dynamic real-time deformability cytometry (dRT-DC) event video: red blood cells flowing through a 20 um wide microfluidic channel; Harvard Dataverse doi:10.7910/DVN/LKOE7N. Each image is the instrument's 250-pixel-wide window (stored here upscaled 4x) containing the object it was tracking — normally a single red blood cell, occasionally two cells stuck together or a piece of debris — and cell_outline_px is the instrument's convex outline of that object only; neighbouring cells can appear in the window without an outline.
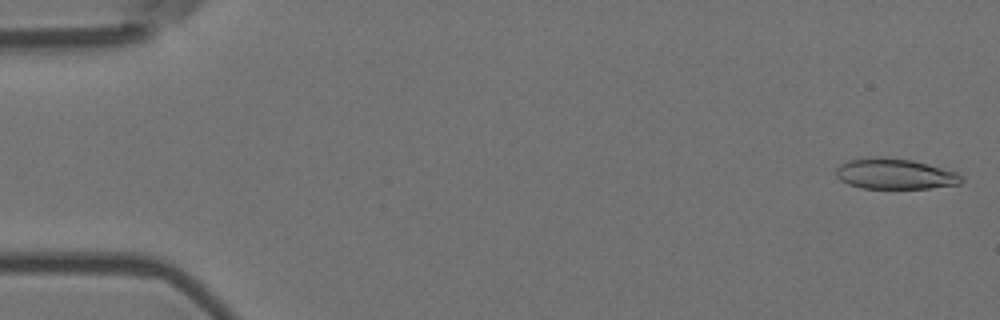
{"species": "Egyptian fruit bat (a non-hibernating species)", "species_latin": "Rousettus aegyptiacus", "temperature_condition": "room temperature", "stored_images_in_passage": 50, "camera_frame_rate_fps": 3000, "um_per_image_px": 0.085, "animal": {"sex": "female"}, "frame": {"image": 1, "passage_image": 1, "time_ms": 0.0, "image_size_px": [1000, 320], "cell_outline_px": [[964, 180], [960, 184], [928, 188], [860, 188], [848, 184], [840, 180], [836, 176], [836, 168], [840, 164], [848, 160], [872, 156], [880, 156], [912, 160], [960, 172], [964, 176]], "centroid_in_image_um": [76.09, 14.77], "position_along_channel_um": 8.9, "area_um2": 22.72}}
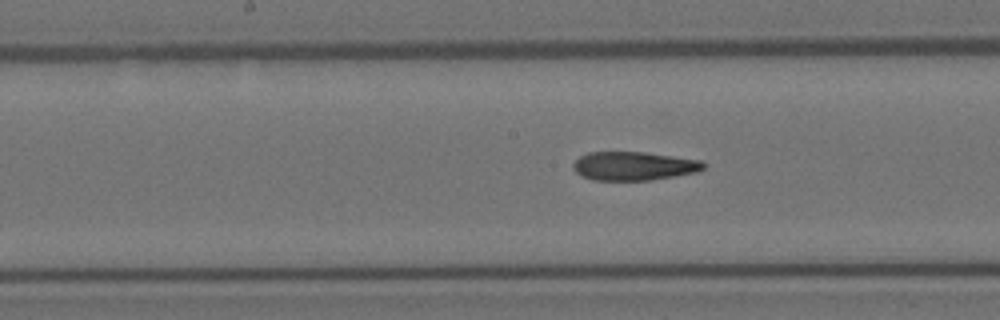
{"frame": {"image": 2, "passage_image": 28, "time_ms": 9.0, "image_size_px": [1000, 320], "cell_outline_px": [[708, 164], [704, 168], [696, 172], [648, 180], [592, 180], [576, 172], [572, 168], [572, 164], [580, 156], [588, 152], [644, 152], [700, 160]], "centroid_in_image_um": [53.86, 14.1], "position_along_channel_um": 194.3, "area_um2": 21.62}}
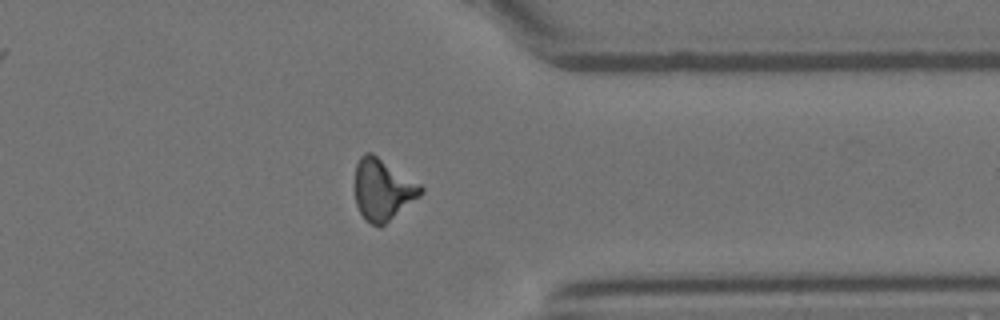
{"frame": {"image": 3, "passage_image": 44, "time_ms": 14.333, "image_size_px": [1000, 320], "cell_outline_px": [[424, 192], [420, 196], [380, 228], [364, 220], [356, 204], [352, 184], [356, 164], [360, 156], [364, 152], [372, 152], [420, 184], [424, 188]], "centroid_in_image_um": [32.48, 16.11], "position_along_channel_um": 378.9, "area_um2": 24.1}}